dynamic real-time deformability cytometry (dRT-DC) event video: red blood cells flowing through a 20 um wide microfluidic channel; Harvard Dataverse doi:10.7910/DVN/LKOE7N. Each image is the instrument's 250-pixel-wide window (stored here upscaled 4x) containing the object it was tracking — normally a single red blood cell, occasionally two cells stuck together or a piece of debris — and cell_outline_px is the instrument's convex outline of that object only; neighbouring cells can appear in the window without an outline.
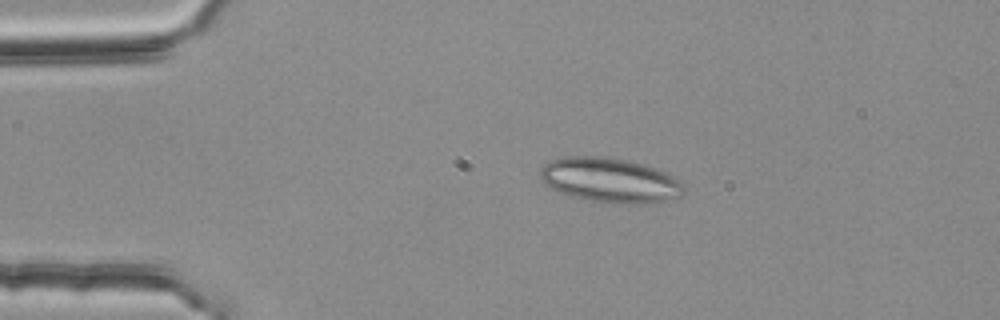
{"species": "common noctule bat (a hibernating species)", "species_latin": "Nyctalus noctula", "temperature_condition": "room temperature", "stored_images_in_passage": 46, "segment_of_instrument_passage": [1, 2], "camera_frame_rate_fps": 3000, "um_per_image_px": 0.085, "animal": {"sex": "female", "body_mass_g": 25.1}, "frame": {"image": 1, "passage_image": 2, "time_ms": 0.333, "image_size_px": [1000, 320], "cell_outline_px": [[684, 192], [680, 196], [652, 204], [612, 204], [572, 196], [560, 192], [544, 184], [540, 180], [540, 168], [544, 164], [552, 160], [568, 156], [600, 156], [624, 160], [656, 168], [680, 180], [684, 184]], "centroid_in_image_um": [51.85, 15.33], "position_along_channel_um": 33.1, "area_um2": 37.4}}